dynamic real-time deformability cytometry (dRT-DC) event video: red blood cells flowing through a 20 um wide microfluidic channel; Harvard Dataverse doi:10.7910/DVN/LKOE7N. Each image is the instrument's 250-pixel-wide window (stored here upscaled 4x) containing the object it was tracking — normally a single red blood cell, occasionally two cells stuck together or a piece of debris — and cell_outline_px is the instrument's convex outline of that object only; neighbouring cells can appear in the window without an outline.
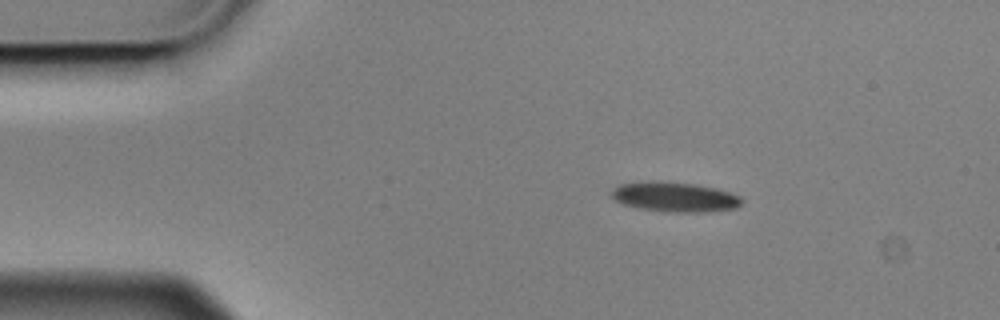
{"species": "Egyptian fruit bat (a non-hibernating species)", "species_latin": "Rousettus aegyptiacus", "temperature_condition": "cold", "stored_images_in_passage": 5, "camera_frame_rate_fps": 3000, "um_per_image_px": 0.085, "animal": {"sex": "male"}, "frame": {"image": 1, "passage_image": 3, "time_ms": 0.667, "image_size_px": [1000, 320], "cell_outline_px": [[744, 200], [736, 208], [704, 212], [664, 212], [636, 208], [624, 204], [616, 200], [612, 196], [612, 188], [620, 184], [648, 180], [656, 180], [696, 184], [716, 188], [740, 196]], "centroid_in_image_um": [57.33, 16.73], "position_along_channel_um": 27.7, "area_um2": 22.89}}
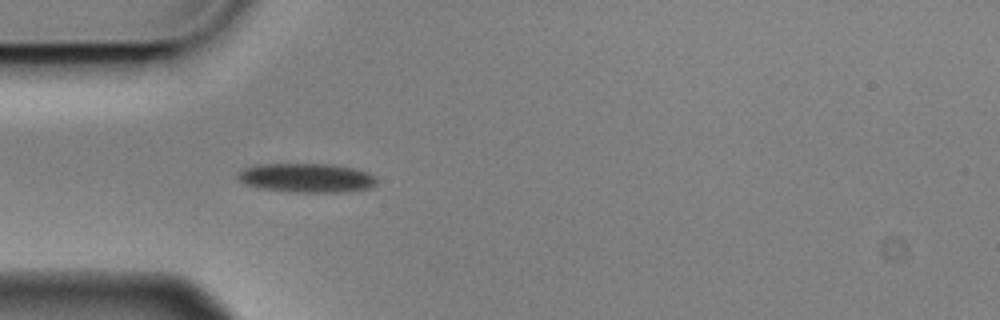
{"frame": {"image": 2, "passage_image": 5, "time_ms": 1.333, "image_size_px": [1000, 320], "cell_outline_px": [[376, 184], [368, 188], [348, 192], [296, 192], [260, 188], [244, 184], [236, 176], [236, 172], [244, 168], [256, 164], [332, 164], [356, 168], [368, 172], [376, 176]], "centroid_in_image_um": [26.06, 15.11], "position_along_channel_um": 58.9, "area_um2": 23.81}}